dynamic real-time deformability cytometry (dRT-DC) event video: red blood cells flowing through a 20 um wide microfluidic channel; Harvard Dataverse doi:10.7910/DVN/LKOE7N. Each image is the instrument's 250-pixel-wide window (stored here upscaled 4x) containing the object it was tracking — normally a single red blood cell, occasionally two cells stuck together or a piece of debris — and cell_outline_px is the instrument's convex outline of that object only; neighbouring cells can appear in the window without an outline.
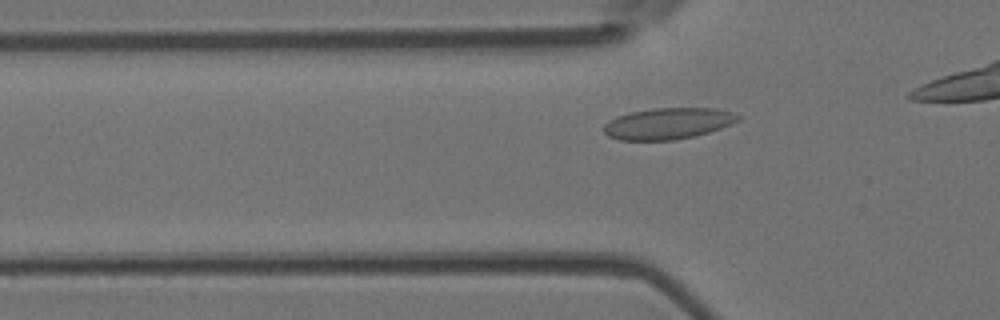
{"species": "Egyptian fruit bat (a non-hibernating species)", "species_latin": "Rousettus aegyptiacus", "temperature_condition": "room temperature", "stored_images_in_passage": 11, "camera_frame_rate_fps": 3000, "um_per_image_px": 0.085, "animal": {"sex": "female"}, "frame": {"image": 1, "passage_image": 5, "time_ms": 1.333, "image_size_px": [1000, 320], "cell_outline_px": [[744, 116], [740, 120], [732, 124], [708, 132], [676, 140], [620, 140], [608, 136], [604, 132], [604, 124], [608, 120], [616, 116], [628, 112], [656, 108], [716, 108], [732, 112]], "centroid_in_image_um": [56.79, 10.49], "position_along_channel_um": 69.0, "area_um2": 24.68}}
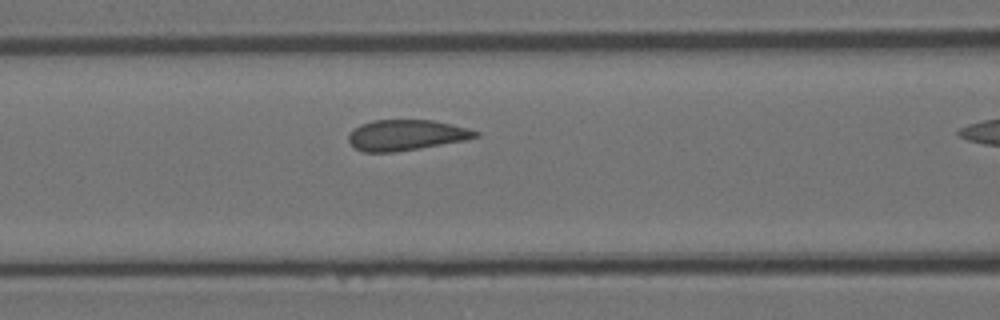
{"frame": {"image": 2, "passage_image": 10, "time_ms": 3.0, "image_size_px": [1000, 320], "cell_outline_px": [[480, 136], [468, 140], [396, 152], [364, 152], [356, 148], [348, 140], [348, 136], [360, 124], [372, 120], [432, 120], [468, 128], [480, 132]], "centroid_in_image_um": [34.57, 11.48], "position_along_channel_um": 132.0, "area_um2": 22.66}}